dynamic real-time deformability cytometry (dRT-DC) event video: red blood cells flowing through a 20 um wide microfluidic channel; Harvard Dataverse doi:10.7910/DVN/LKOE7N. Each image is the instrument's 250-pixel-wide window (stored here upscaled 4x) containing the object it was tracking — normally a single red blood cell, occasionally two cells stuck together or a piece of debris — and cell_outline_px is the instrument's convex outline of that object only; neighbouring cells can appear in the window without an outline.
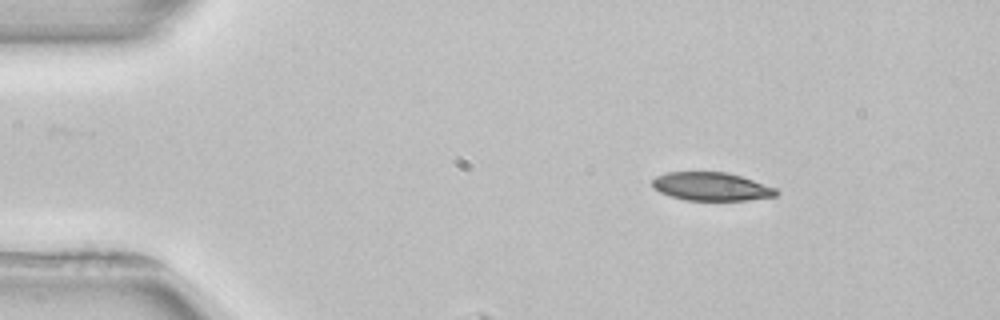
{"species": "common noctule bat (a hibernating species)", "species_latin": "Nyctalus noctula", "temperature_condition": "room temperature", "stored_images_in_passage": 45, "camera_frame_rate_fps": 3000, "um_per_image_px": 0.085, "animal": {"sex": "female", "body_mass_g": 22.7, "forearm_length_mm": 54.2}, "frame": {"image": 1, "passage_image": 1, "time_ms": 0.0, "image_size_px": [1000, 320], "cell_outline_px": [[780, 192], [776, 196], [748, 200], [684, 200], [660, 192], [652, 184], [652, 180], [656, 176], [668, 172], [728, 172], [776, 188]], "centroid_in_image_um": [60.48, 15.85], "position_along_channel_um": 24.5, "area_um2": 20.29}}